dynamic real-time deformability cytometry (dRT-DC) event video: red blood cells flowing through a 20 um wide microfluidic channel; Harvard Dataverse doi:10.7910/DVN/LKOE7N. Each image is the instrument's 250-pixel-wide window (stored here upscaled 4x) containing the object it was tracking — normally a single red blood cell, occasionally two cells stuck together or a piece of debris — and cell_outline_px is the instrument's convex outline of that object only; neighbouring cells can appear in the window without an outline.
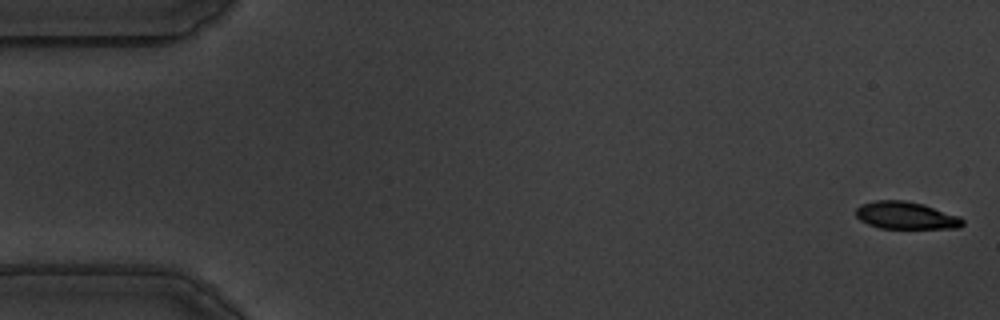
{"species": "common noctule bat (a hibernating species)", "species_latin": "Nyctalus noctula", "temperature_condition": "warm", "stored_images_in_passage": 45, "camera_frame_rate_fps": 3000, "um_per_image_px": 0.085, "animal": {"sex": "male", "body_mass_g": 19.5, "forearm_length_mm": 54.6}, "frame": {"image": 1, "passage_image": 2, "time_ms": 0.333, "image_size_px": [1000, 320], "cell_outline_px": [[964, 224], [960, 228], [880, 228], [868, 224], [860, 220], [856, 216], [856, 208], [860, 204], [876, 200], [904, 200], [924, 204], [960, 216], [964, 220]], "centroid_in_image_um": [77.01, 18.31], "position_along_channel_um": 8.0, "area_um2": 17.17}}
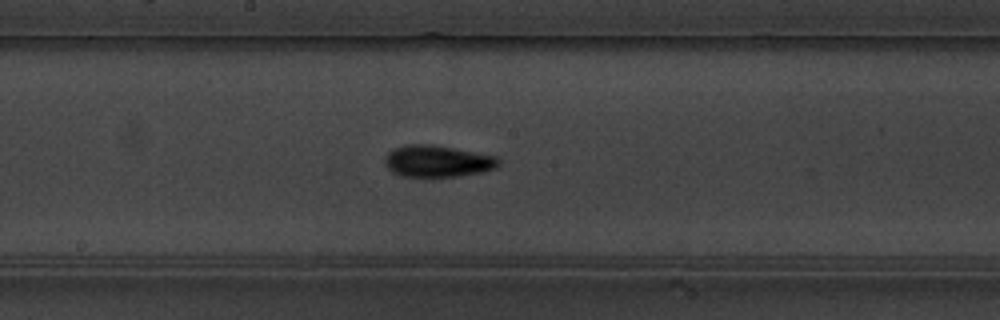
{"frame": {"image": 2, "passage_image": 31, "time_ms": 10.0, "image_size_px": [1000, 320], "cell_outline_px": [[500, 164], [496, 168], [480, 172], [456, 176], [400, 176], [392, 172], [388, 168], [384, 160], [388, 152], [392, 148], [404, 144], [432, 144], [496, 156], [500, 160]], "centroid_in_image_um": [37.16, 13.68], "position_along_channel_um": 211.0, "area_um2": 20.98}}
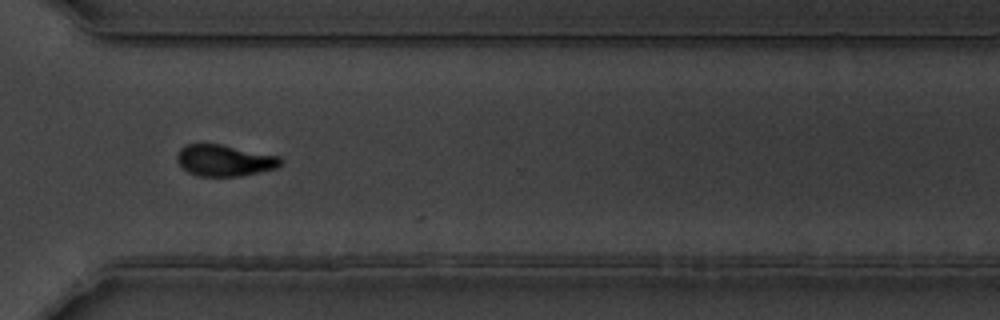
{"frame": {"image": 3, "passage_image": 43, "time_ms": 14.0, "image_size_px": [1000, 320], "cell_outline_px": [[284, 160], [276, 168], [240, 176], [200, 176], [188, 172], [176, 160], [176, 156], [180, 148], [188, 144], [220, 144], [280, 156]], "centroid_in_image_um": [19.09, 13.63], "position_along_channel_um": 351.5, "area_um2": 18.84}, "authors_computed_cell_mechanics": {"area_um2": 19.1896, "velocity_mm_per_s": 3.51, "shape_relaxation_time_tau1_ms": 3.5145, "shape_relaxation_time_tau2_ms": 7.4218, "deformation_change_tau1": 0.1533, "deformation_change_tau2": 0.1045}}